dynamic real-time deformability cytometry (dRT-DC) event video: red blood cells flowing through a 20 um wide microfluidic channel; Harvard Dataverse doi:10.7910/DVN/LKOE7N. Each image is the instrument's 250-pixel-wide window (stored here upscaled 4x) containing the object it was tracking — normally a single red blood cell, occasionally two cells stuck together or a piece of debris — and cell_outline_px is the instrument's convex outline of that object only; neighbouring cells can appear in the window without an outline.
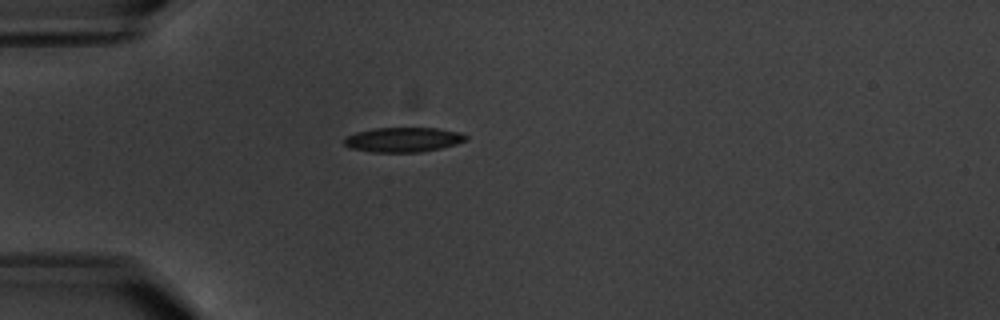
{"species": "common noctule bat (a hibernating species)", "species_latin": "Nyctalus noctula", "temperature_condition": "warm", "stored_images_in_passage": 12, "camera_frame_rate_fps": 3000, "um_per_image_px": 0.085, "animal": {"sex": "male", "body_mass_g": 20.1, "forearm_length_mm": 53.5}, "frame": {"image": 1, "passage_image": 1, "time_ms": 0.0, "image_size_px": [1000, 320], "cell_outline_px": [[468, 140], [456, 144], [440, 148], [420, 152], [372, 152], [348, 148], [344, 144], [344, 140], [348, 136], [356, 132], [376, 128], [436, 128], [460, 132], [468, 136]], "centroid_in_image_um": [34.29, 11.87], "position_along_channel_um": 50.7, "area_um2": 17.51}}
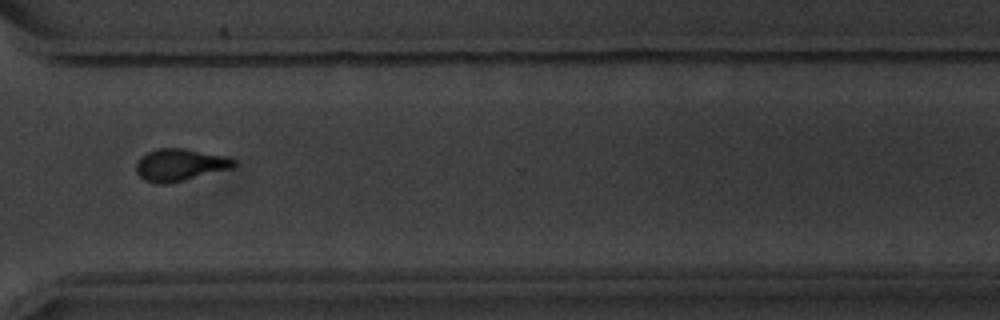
{"frame": {"image": 2, "passage_image": 9, "time_ms": 9.333, "image_size_px": [1000, 320], "cell_outline_px": [[236, 164], [232, 168], [168, 184], [156, 184], [144, 180], [136, 172], [136, 164], [140, 156], [148, 152], [160, 148], [184, 148], [228, 156], [236, 160]], "centroid_in_image_um": [15.29, 14.01], "position_along_channel_um": 355.3, "area_um2": 18.44}}
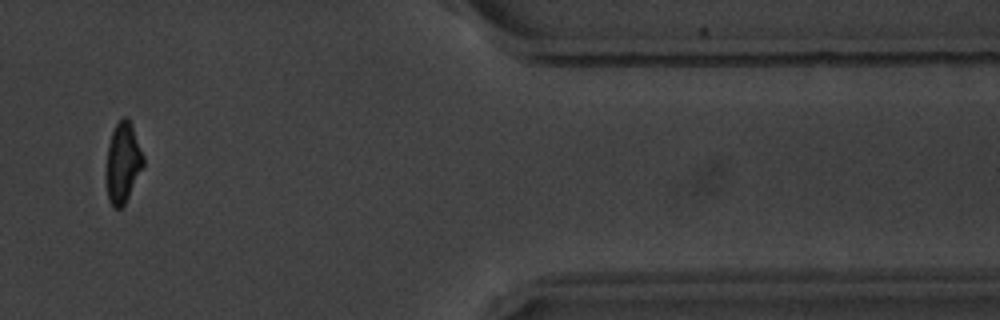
{"frame": {"image": 3, "passage_image": 10, "time_ms": 11.667, "image_size_px": [1000, 320], "cell_outline_px": [[144, 164], [124, 204], [120, 208], [112, 208], [108, 200], [108, 144], [112, 132], [116, 124], [124, 116], [128, 116], [132, 124], [144, 156]], "centroid_in_image_um": [10.47, 13.78], "position_along_channel_um": 400.9, "area_um2": 16.88}, "authors_computed_cell_mechanics": {"area_um2": 17.7735, "velocity_mm_per_s": 3.4019, "shape_relaxation_time_tau1_ms": 3.0318, "shape_relaxation_time_tau2_ms": 1.4927, "deformation_change_tau1": 0.1271, "deformation_change_tau2": 0.0605}}